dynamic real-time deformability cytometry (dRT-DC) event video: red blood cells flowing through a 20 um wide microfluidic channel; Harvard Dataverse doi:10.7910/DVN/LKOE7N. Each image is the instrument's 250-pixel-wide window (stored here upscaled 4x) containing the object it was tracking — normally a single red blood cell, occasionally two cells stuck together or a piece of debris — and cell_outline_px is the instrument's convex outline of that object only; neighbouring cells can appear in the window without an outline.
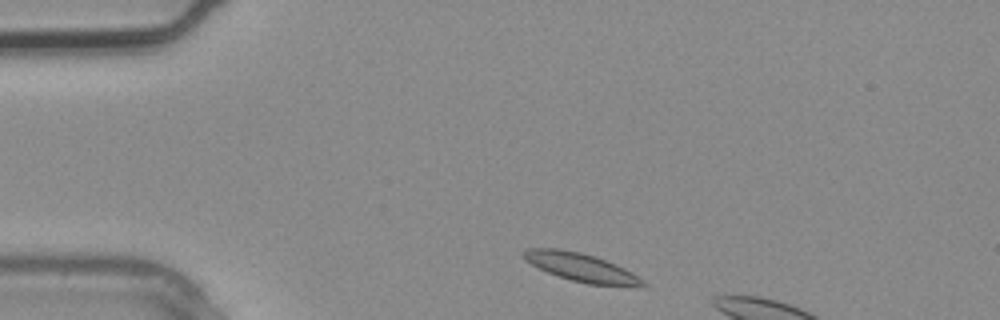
{"species": "common noctule bat (a hibernating species)", "species_latin": "Nyctalus noctula", "temperature_condition": "warm", "stored_images_in_passage": 3, "camera_frame_rate_fps": 3000, "um_per_image_px": 0.085, "animal": {"sex": "male", "body_mass_g": 20.4}, "frame": {"image": 1, "passage_image": 1, "time_ms": 0.0, "image_size_px": [1000, 320], "cell_outline_px": [[648, 284], [588, 284], [572, 280], [548, 272], [524, 260], [520, 252], [528, 248], [556, 248], [580, 252], [616, 264], [624, 268], [644, 280]], "centroid_in_image_um": [49.27, 22.68], "position_along_channel_um": 35.7, "area_um2": 18.9}}
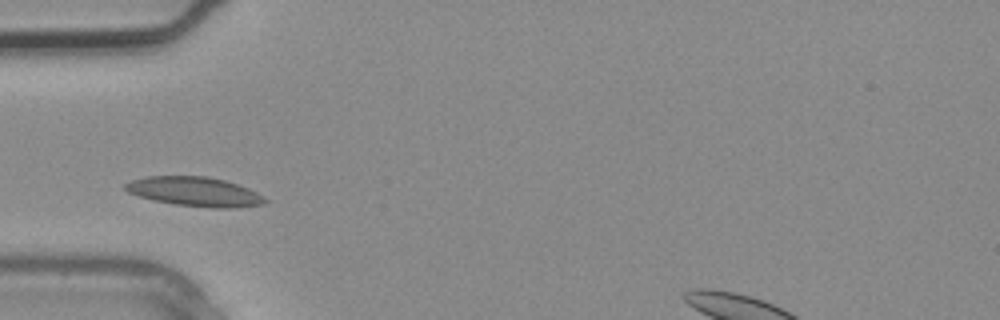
{"frame": {"image": 2, "passage_image": 3, "time_ms": 0.667, "image_size_px": [1000, 320], "cell_outline_px": [[268, 200], [264, 204], [232, 208], [212, 208], [176, 204], [156, 200], [140, 196], [128, 192], [124, 188], [124, 184], [132, 180], [148, 176], [208, 176], [224, 180], [248, 188], [264, 196]], "centroid_in_image_um": [16.58, 16.28], "position_along_channel_um": 68.4, "area_um2": 23.7}}